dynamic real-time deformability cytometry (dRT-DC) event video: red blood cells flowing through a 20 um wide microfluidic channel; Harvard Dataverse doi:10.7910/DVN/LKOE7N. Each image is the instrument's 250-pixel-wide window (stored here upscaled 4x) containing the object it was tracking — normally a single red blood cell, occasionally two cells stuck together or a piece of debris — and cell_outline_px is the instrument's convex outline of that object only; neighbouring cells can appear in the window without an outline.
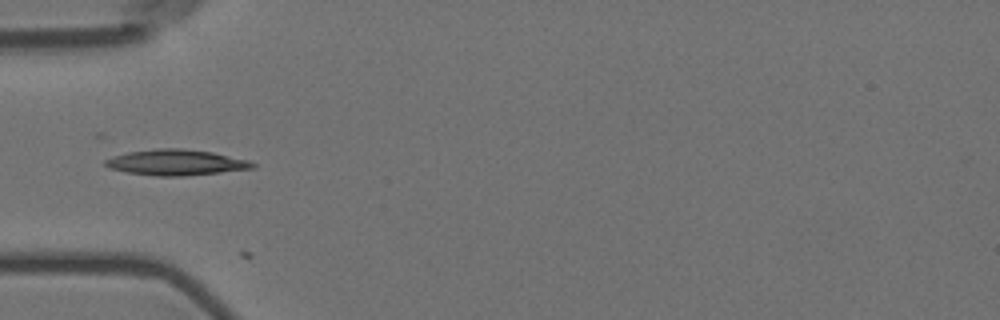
{"species": "Egyptian fruit bat (a non-hibernating species)", "species_latin": "Rousettus aegyptiacus", "temperature_condition": "room temperature", "stored_images_in_passage": 10, "camera_frame_rate_fps": 3000, "um_per_image_px": 0.085, "animal": {"sex": "female"}, "frame": {"image": 1, "passage_image": 6, "time_ms": 1.667, "image_size_px": [1000, 320], "cell_outline_px": [[256, 168], [184, 176], [156, 176], [128, 172], [112, 168], [104, 164], [104, 160], [112, 156], [128, 152], [156, 148], [180, 148], [212, 152], [248, 160], [256, 164]], "centroid_in_image_um": [14.97, 13.8], "position_along_channel_um": 70.0, "area_um2": 21.96}}